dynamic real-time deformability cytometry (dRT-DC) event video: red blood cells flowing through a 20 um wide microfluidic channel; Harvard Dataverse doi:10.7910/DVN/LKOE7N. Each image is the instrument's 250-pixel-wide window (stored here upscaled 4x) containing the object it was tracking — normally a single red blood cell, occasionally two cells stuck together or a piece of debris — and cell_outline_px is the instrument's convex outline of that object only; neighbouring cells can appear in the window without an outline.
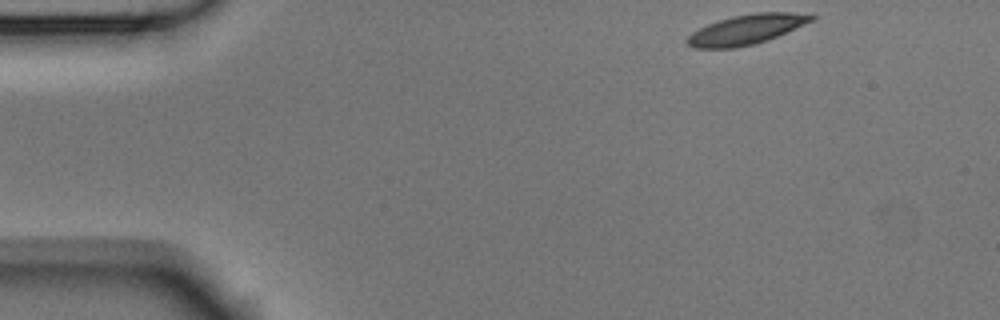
{"species": "Egyptian fruit bat (a non-hibernating species)", "species_latin": "Rousettus aegyptiacus", "temperature_condition": "room temperature", "stored_images_in_passage": 5, "camera_frame_rate_fps": 3000, "um_per_image_px": 0.085, "animal": {"sex": "male"}, "frame": {"image": 1, "passage_image": 1, "time_ms": 0.0, "image_size_px": [1000, 320], "cell_outline_px": [[816, 20], [768, 40], [756, 44], [736, 48], [696, 48], [688, 44], [684, 40], [692, 32], [708, 24], [732, 16], [752, 12], [792, 12], [816, 16]], "centroid_in_image_um": [63.47, 2.5], "position_along_channel_um": 21.5, "area_um2": 21.73}}
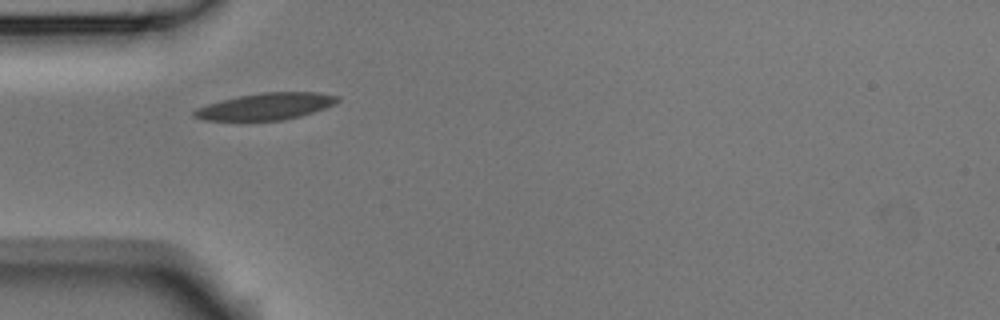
{"frame": {"image": 2, "passage_image": 4, "time_ms": 1.0, "image_size_px": [1000, 320], "cell_outline_px": [[340, 100], [336, 104], [300, 116], [280, 120], [204, 120], [192, 116], [192, 112], [196, 108], [220, 100], [260, 92], [320, 92], [340, 96]], "centroid_in_image_um": [22.62, 9.03], "position_along_channel_um": 62.4, "area_um2": 22.31}}
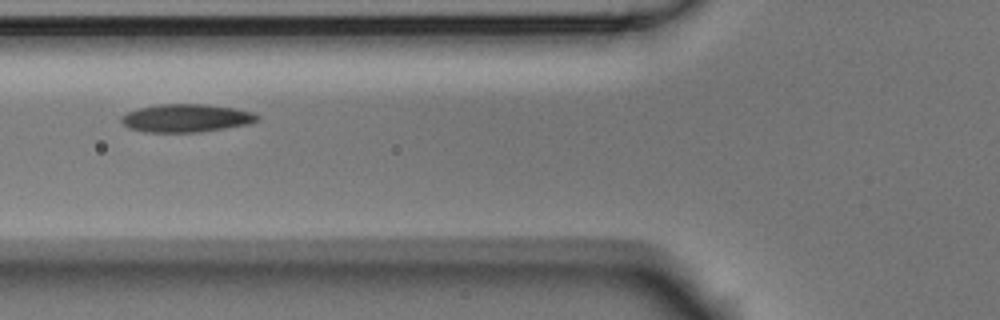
{"frame": {"image": 3, "passage_image": 5, "time_ms": 1.333, "image_size_px": [1000, 320], "cell_outline_px": [[260, 120], [248, 124], [200, 132], [144, 132], [128, 128], [120, 120], [120, 116], [128, 112], [140, 108], [156, 104], [204, 104], [236, 108], [252, 112], [260, 116]], "centroid_in_image_um": [15.83, 10.04], "position_along_channel_um": 110.0, "area_um2": 22.31}}